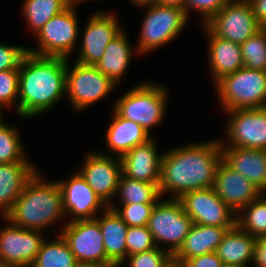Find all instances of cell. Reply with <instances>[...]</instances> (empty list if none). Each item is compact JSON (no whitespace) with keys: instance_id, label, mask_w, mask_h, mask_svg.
Segmentation results:
<instances>
[{"instance_id":"obj_12","label":"cell","mask_w":266,"mask_h":267,"mask_svg":"<svg viewBox=\"0 0 266 267\" xmlns=\"http://www.w3.org/2000/svg\"><path fill=\"white\" fill-rule=\"evenodd\" d=\"M179 200L195 224L220 227L236 225V213L216 195L213 187L187 192Z\"/></svg>"},{"instance_id":"obj_5","label":"cell","mask_w":266,"mask_h":267,"mask_svg":"<svg viewBox=\"0 0 266 267\" xmlns=\"http://www.w3.org/2000/svg\"><path fill=\"white\" fill-rule=\"evenodd\" d=\"M167 91L163 86L142 83L114 103L113 110L122 118L141 125L150 134L151 127L165 116Z\"/></svg>"},{"instance_id":"obj_6","label":"cell","mask_w":266,"mask_h":267,"mask_svg":"<svg viewBox=\"0 0 266 267\" xmlns=\"http://www.w3.org/2000/svg\"><path fill=\"white\" fill-rule=\"evenodd\" d=\"M192 225L193 221L185 213L180 200L171 198L155 204L147 227L156 246L159 247L163 242L171 244L166 250L174 256L183 245Z\"/></svg>"},{"instance_id":"obj_38","label":"cell","mask_w":266,"mask_h":267,"mask_svg":"<svg viewBox=\"0 0 266 267\" xmlns=\"http://www.w3.org/2000/svg\"><path fill=\"white\" fill-rule=\"evenodd\" d=\"M28 49L21 46H8L0 43V71L19 69Z\"/></svg>"},{"instance_id":"obj_16","label":"cell","mask_w":266,"mask_h":267,"mask_svg":"<svg viewBox=\"0 0 266 267\" xmlns=\"http://www.w3.org/2000/svg\"><path fill=\"white\" fill-rule=\"evenodd\" d=\"M121 31L113 15L102 11L93 14L84 31L77 63L95 66L101 60L108 43Z\"/></svg>"},{"instance_id":"obj_1","label":"cell","mask_w":266,"mask_h":267,"mask_svg":"<svg viewBox=\"0 0 266 267\" xmlns=\"http://www.w3.org/2000/svg\"><path fill=\"white\" fill-rule=\"evenodd\" d=\"M222 161L220 141L196 143L175 148L162 155L160 194L173 192L172 199L185 193L213 187Z\"/></svg>"},{"instance_id":"obj_10","label":"cell","mask_w":266,"mask_h":267,"mask_svg":"<svg viewBox=\"0 0 266 267\" xmlns=\"http://www.w3.org/2000/svg\"><path fill=\"white\" fill-rule=\"evenodd\" d=\"M67 59L66 94L73 107L82 110L109 94L116 84L102 74L96 66L75 63L69 70Z\"/></svg>"},{"instance_id":"obj_28","label":"cell","mask_w":266,"mask_h":267,"mask_svg":"<svg viewBox=\"0 0 266 267\" xmlns=\"http://www.w3.org/2000/svg\"><path fill=\"white\" fill-rule=\"evenodd\" d=\"M116 194L120 195L122 204H156L161 196L159 184L138 181L122 174Z\"/></svg>"},{"instance_id":"obj_3","label":"cell","mask_w":266,"mask_h":267,"mask_svg":"<svg viewBox=\"0 0 266 267\" xmlns=\"http://www.w3.org/2000/svg\"><path fill=\"white\" fill-rule=\"evenodd\" d=\"M64 215L58 183H45L36 171L3 218L15 226L41 231Z\"/></svg>"},{"instance_id":"obj_35","label":"cell","mask_w":266,"mask_h":267,"mask_svg":"<svg viewBox=\"0 0 266 267\" xmlns=\"http://www.w3.org/2000/svg\"><path fill=\"white\" fill-rule=\"evenodd\" d=\"M122 210L109 204L108 207L115 210L121 219L128 225L146 226L155 204H122ZM114 206V207H113Z\"/></svg>"},{"instance_id":"obj_42","label":"cell","mask_w":266,"mask_h":267,"mask_svg":"<svg viewBox=\"0 0 266 267\" xmlns=\"http://www.w3.org/2000/svg\"><path fill=\"white\" fill-rule=\"evenodd\" d=\"M254 16L262 27H266V0H248Z\"/></svg>"},{"instance_id":"obj_8","label":"cell","mask_w":266,"mask_h":267,"mask_svg":"<svg viewBox=\"0 0 266 267\" xmlns=\"http://www.w3.org/2000/svg\"><path fill=\"white\" fill-rule=\"evenodd\" d=\"M71 3L65 10L52 17L36 34L39 48H27L38 56L64 57L68 59L78 37V22Z\"/></svg>"},{"instance_id":"obj_48","label":"cell","mask_w":266,"mask_h":267,"mask_svg":"<svg viewBox=\"0 0 266 267\" xmlns=\"http://www.w3.org/2000/svg\"><path fill=\"white\" fill-rule=\"evenodd\" d=\"M266 190V189H265ZM266 191H261V196H264L263 198L266 200V195H264Z\"/></svg>"},{"instance_id":"obj_26","label":"cell","mask_w":266,"mask_h":267,"mask_svg":"<svg viewBox=\"0 0 266 267\" xmlns=\"http://www.w3.org/2000/svg\"><path fill=\"white\" fill-rule=\"evenodd\" d=\"M106 131L107 146L112 152L117 153L119 158L151 139L150 134L141 125L120 117L114 110L112 122Z\"/></svg>"},{"instance_id":"obj_44","label":"cell","mask_w":266,"mask_h":267,"mask_svg":"<svg viewBox=\"0 0 266 267\" xmlns=\"http://www.w3.org/2000/svg\"><path fill=\"white\" fill-rule=\"evenodd\" d=\"M137 6H147L156 3V0H132Z\"/></svg>"},{"instance_id":"obj_18","label":"cell","mask_w":266,"mask_h":267,"mask_svg":"<svg viewBox=\"0 0 266 267\" xmlns=\"http://www.w3.org/2000/svg\"><path fill=\"white\" fill-rule=\"evenodd\" d=\"M57 183L62 192L64 213L74 217L71 221L95 219L99 209L108 207L79 173Z\"/></svg>"},{"instance_id":"obj_49","label":"cell","mask_w":266,"mask_h":267,"mask_svg":"<svg viewBox=\"0 0 266 267\" xmlns=\"http://www.w3.org/2000/svg\"><path fill=\"white\" fill-rule=\"evenodd\" d=\"M2 122V109L0 108V123Z\"/></svg>"},{"instance_id":"obj_25","label":"cell","mask_w":266,"mask_h":267,"mask_svg":"<svg viewBox=\"0 0 266 267\" xmlns=\"http://www.w3.org/2000/svg\"><path fill=\"white\" fill-rule=\"evenodd\" d=\"M255 243L256 238L236 224L226 232L216 254L224 265L248 267V263L253 262Z\"/></svg>"},{"instance_id":"obj_24","label":"cell","mask_w":266,"mask_h":267,"mask_svg":"<svg viewBox=\"0 0 266 267\" xmlns=\"http://www.w3.org/2000/svg\"><path fill=\"white\" fill-rule=\"evenodd\" d=\"M101 217L95 219L99 222L104 249L107 258L113 264H123L127 260L126 234L128 225L121 219L115 210L107 207Z\"/></svg>"},{"instance_id":"obj_36","label":"cell","mask_w":266,"mask_h":267,"mask_svg":"<svg viewBox=\"0 0 266 267\" xmlns=\"http://www.w3.org/2000/svg\"><path fill=\"white\" fill-rule=\"evenodd\" d=\"M125 241L127 256L157 247L147 225L128 227Z\"/></svg>"},{"instance_id":"obj_34","label":"cell","mask_w":266,"mask_h":267,"mask_svg":"<svg viewBox=\"0 0 266 267\" xmlns=\"http://www.w3.org/2000/svg\"><path fill=\"white\" fill-rule=\"evenodd\" d=\"M129 267H175L173 256L160 247L126 257Z\"/></svg>"},{"instance_id":"obj_23","label":"cell","mask_w":266,"mask_h":267,"mask_svg":"<svg viewBox=\"0 0 266 267\" xmlns=\"http://www.w3.org/2000/svg\"><path fill=\"white\" fill-rule=\"evenodd\" d=\"M209 36V61L214 83L244 67L240 44L214 35L205 25Z\"/></svg>"},{"instance_id":"obj_30","label":"cell","mask_w":266,"mask_h":267,"mask_svg":"<svg viewBox=\"0 0 266 267\" xmlns=\"http://www.w3.org/2000/svg\"><path fill=\"white\" fill-rule=\"evenodd\" d=\"M71 3V0H24L22 9L36 34L52 17L65 10Z\"/></svg>"},{"instance_id":"obj_9","label":"cell","mask_w":266,"mask_h":267,"mask_svg":"<svg viewBox=\"0 0 266 267\" xmlns=\"http://www.w3.org/2000/svg\"><path fill=\"white\" fill-rule=\"evenodd\" d=\"M205 26L214 35L238 44L262 28L248 0H229Z\"/></svg>"},{"instance_id":"obj_13","label":"cell","mask_w":266,"mask_h":267,"mask_svg":"<svg viewBox=\"0 0 266 267\" xmlns=\"http://www.w3.org/2000/svg\"><path fill=\"white\" fill-rule=\"evenodd\" d=\"M231 116L225 147L266 150V107L227 111Z\"/></svg>"},{"instance_id":"obj_37","label":"cell","mask_w":266,"mask_h":267,"mask_svg":"<svg viewBox=\"0 0 266 267\" xmlns=\"http://www.w3.org/2000/svg\"><path fill=\"white\" fill-rule=\"evenodd\" d=\"M18 92L19 69L0 71V108L15 103V100H18Z\"/></svg>"},{"instance_id":"obj_47","label":"cell","mask_w":266,"mask_h":267,"mask_svg":"<svg viewBox=\"0 0 266 267\" xmlns=\"http://www.w3.org/2000/svg\"><path fill=\"white\" fill-rule=\"evenodd\" d=\"M221 267H238V266H234V265H222Z\"/></svg>"},{"instance_id":"obj_4","label":"cell","mask_w":266,"mask_h":267,"mask_svg":"<svg viewBox=\"0 0 266 267\" xmlns=\"http://www.w3.org/2000/svg\"><path fill=\"white\" fill-rule=\"evenodd\" d=\"M215 84L224 111L266 107V71L244 66Z\"/></svg>"},{"instance_id":"obj_11","label":"cell","mask_w":266,"mask_h":267,"mask_svg":"<svg viewBox=\"0 0 266 267\" xmlns=\"http://www.w3.org/2000/svg\"><path fill=\"white\" fill-rule=\"evenodd\" d=\"M78 263L111 267L107 258L99 222L96 219L69 221L60 233Z\"/></svg>"},{"instance_id":"obj_14","label":"cell","mask_w":266,"mask_h":267,"mask_svg":"<svg viewBox=\"0 0 266 267\" xmlns=\"http://www.w3.org/2000/svg\"><path fill=\"white\" fill-rule=\"evenodd\" d=\"M39 233L13 224L0 230V264L31 267L44 241Z\"/></svg>"},{"instance_id":"obj_41","label":"cell","mask_w":266,"mask_h":267,"mask_svg":"<svg viewBox=\"0 0 266 267\" xmlns=\"http://www.w3.org/2000/svg\"><path fill=\"white\" fill-rule=\"evenodd\" d=\"M253 263L256 267H266V235L256 238Z\"/></svg>"},{"instance_id":"obj_33","label":"cell","mask_w":266,"mask_h":267,"mask_svg":"<svg viewBox=\"0 0 266 267\" xmlns=\"http://www.w3.org/2000/svg\"><path fill=\"white\" fill-rule=\"evenodd\" d=\"M18 130L0 123V164L28 161L23 154Z\"/></svg>"},{"instance_id":"obj_17","label":"cell","mask_w":266,"mask_h":267,"mask_svg":"<svg viewBox=\"0 0 266 267\" xmlns=\"http://www.w3.org/2000/svg\"><path fill=\"white\" fill-rule=\"evenodd\" d=\"M213 189L216 195L238 214L243 207L261 195L260 189L223 160L217 167Z\"/></svg>"},{"instance_id":"obj_29","label":"cell","mask_w":266,"mask_h":267,"mask_svg":"<svg viewBox=\"0 0 266 267\" xmlns=\"http://www.w3.org/2000/svg\"><path fill=\"white\" fill-rule=\"evenodd\" d=\"M58 240H44L31 267H75L78 262L61 234Z\"/></svg>"},{"instance_id":"obj_21","label":"cell","mask_w":266,"mask_h":267,"mask_svg":"<svg viewBox=\"0 0 266 267\" xmlns=\"http://www.w3.org/2000/svg\"><path fill=\"white\" fill-rule=\"evenodd\" d=\"M232 227L205 226L193 223L183 245L173 256L174 266L195 256L216 252L226 232Z\"/></svg>"},{"instance_id":"obj_40","label":"cell","mask_w":266,"mask_h":267,"mask_svg":"<svg viewBox=\"0 0 266 267\" xmlns=\"http://www.w3.org/2000/svg\"><path fill=\"white\" fill-rule=\"evenodd\" d=\"M222 265L216 252H212L184 260L178 267H221Z\"/></svg>"},{"instance_id":"obj_43","label":"cell","mask_w":266,"mask_h":267,"mask_svg":"<svg viewBox=\"0 0 266 267\" xmlns=\"http://www.w3.org/2000/svg\"><path fill=\"white\" fill-rule=\"evenodd\" d=\"M156 3L162 6L177 7L185 11V0H156Z\"/></svg>"},{"instance_id":"obj_39","label":"cell","mask_w":266,"mask_h":267,"mask_svg":"<svg viewBox=\"0 0 266 267\" xmlns=\"http://www.w3.org/2000/svg\"><path fill=\"white\" fill-rule=\"evenodd\" d=\"M229 0H185V13L188 17L190 8L196 9L203 15L205 25Z\"/></svg>"},{"instance_id":"obj_27","label":"cell","mask_w":266,"mask_h":267,"mask_svg":"<svg viewBox=\"0 0 266 267\" xmlns=\"http://www.w3.org/2000/svg\"><path fill=\"white\" fill-rule=\"evenodd\" d=\"M106 47L101 60L95 66L117 84L130 63L132 51L129 39L127 40V36L121 31Z\"/></svg>"},{"instance_id":"obj_20","label":"cell","mask_w":266,"mask_h":267,"mask_svg":"<svg viewBox=\"0 0 266 267\" xmlns=\"http://www.w3.org/2000/svg\"><path fill=\"white\" fill-rule=\"evenodd\" d=\"M222 160L232 169L252 182L258 189H266V150L224 147Z\"/></svg>"},{"instance_id":"obj_15","label":"cell","mask_w":266,"mask_h":267,"mask_svg":"<svg viewBox=\"0 0 266 267\" xmlns=\"http://www.w3.org/2000/svg\"><path fill=\"white\" fill-rule=\"evenodd\" d=\"M79 174L86 180L98 197L108 206L116 194L122 174L120 158L101 153H89Z\"/></svg>"},{"instance_id":"obj_19","label":"cell","mask_w":266,"mask_h":267,"mask_svg":"<svg viewBox=\"0 0 266 267\" xmlns=\"http://www.w3.org/2000/svg\"><path fill=\"white\" fill-rule=\"evenodd\" d=\"M153 139L137 145L120 157L122 175L152 184H159L162 155H158Z\"/></svg>"},{"instance_id":"obj_22","label":"cell","mask_w":266,"mask_h":267,"mask_svg":"<svg viewBox=\"0 0 266 267\" xmlns=\"http://www.w3.org/2000/svg\"><path fill=\"white\" fill-rule=\"evenodd\" d=\"M36 169L28 161L0 164V214L3 218Z\"/></svg>"},{"instance_id":"obj_31","label":"cell","mask_w":266,"mask_h":267,"mask_svg":"<svg viewBox=\"0 0 266 267\" xmlns=\"http://www.w3.org/2000/svg\"><path fill=\"white\" fill-rule=\"evenodd\" d=\"M242 211L246 215H237L236 224L255 238L266 235V200L263 196L243 207Z\"/></svg>"},{"instance_id":"obj_2","label":"cell","mask_w":266,"mask_h":267,"mask_svg":"<svg viewBox=\"0 0 266 267\" xmlns=\"http://www.w3.org/2000/svg\"><path fill=\"white\" fill-rule=\"evenodd\" d=\"M67 58L27 53L19 67L17 113L35 117L66 93Z\"/></svg>"},{"instance_id":"obj_45","label":"cell","mask_w":266,"mask_h":267,"mask_svg":"<svg viewBox=\"0 0 266 267\" xmlns=\"http://www.w3.org/2000/svg\"><path fill=\"white\" fill-rule=\"evenodd\" d=\"M75 267H104L96 264L78 263Z\"/></svg>"},{"instance_id":"obj_50","label":"cell","mask_w":266,"mask_h":267,"mask_svg":"<svg viewBox=\"0 0 266 267\" xmlns=\"http://www.w3.org/2000/svg\"><path fill=\"white\" fill-rule=\"evenodd\" d=\"M122 264H113L111 267H120Z\"/></svg>"},{"instance_id":"obj_32","label":"cell","mask_w":266,"mask_h":267,"mask_svg":"<svg viewBox=\"0 0 266 267\" xmlns=\"http://www.w3.org/2000/svg\"><path fill=\"white\" fill-rule=\"evenodd\" d=\"M244 66L266 71V27L240 44Z\"/></svg>"},{"instance_id":"obj_7","label":"cell","mask_w":266,"mask_h":267,"mask_svg":"<svg viewBox=\"0 0 266 267\" xmlns=\"http://www.w3.org/2000/svg\"><path fill=\"white\" fill-rule=\"evenodd\" d=\"M147 7L136 48L140 54H146L173 40L188 19L185 11L177 7L162 6L157 3Z\"/></svg>"},{"instance_id":"obj_51","label":"cell","mask_w":266,"mask_h":267,"mask_svg":"<svg viewBox=\"0 0 266 267\" xmlns=\"http://www.w3.org/2000/svg\"><path fill=\"white\" fill-rule=\"evenodd\" d=\"M0 267H11V266H6V265L0 264Z\"/></svg>"},{"instance_id":"obj_46","label":"cell","mask_w":266,"mask_h":267,"mask_svg":"<svg viewBox=\"0 0 266 267\" xmlns=\"http://www.w3.org/2000/svg\"><path fill=\"white\" fill-rule=\"evenodd\" d=\"M81 1L83 2V1H87V0H71V2L74 3L75 5L78 4Z\"/></svg>"}]
</instances>
